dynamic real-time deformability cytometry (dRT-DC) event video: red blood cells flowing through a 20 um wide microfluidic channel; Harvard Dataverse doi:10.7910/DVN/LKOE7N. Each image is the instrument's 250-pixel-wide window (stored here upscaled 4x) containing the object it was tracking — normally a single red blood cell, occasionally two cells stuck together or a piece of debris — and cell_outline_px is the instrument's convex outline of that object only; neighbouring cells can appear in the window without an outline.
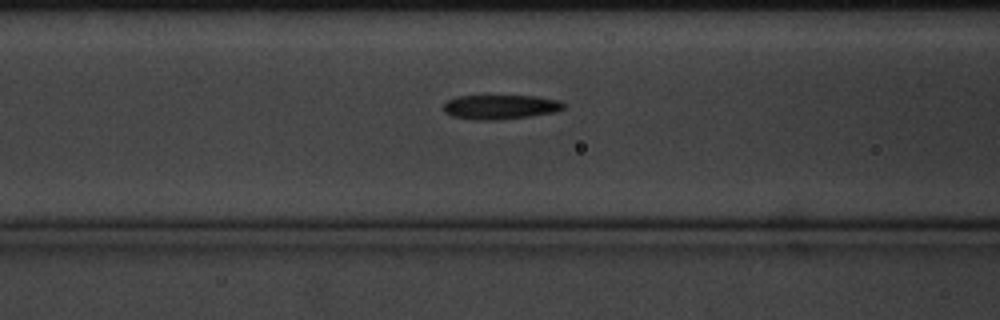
{"species": "common noctule bat (a hibernating species)", "species_latin": "Nyctalus noctula", "temperature_condition": "cold", "stored_images_in_passage": 7, "camera_frame_rate_fps": 3000, "um_per_image_px": 0.085, "animal": {"sex": "male", "body_mass_g": 20.1, "forearm_length_mm": 53.5}, "frame": {"image": 1, "passage_image": 5, "time_ms": 1.333, "image_size_px": [1000, 320], "cell_outline_px": [[564, 108], [556, 112], [528, 116], [496, 120], [476, 120], [452, 116], [444, 112], [444, 104], [448, 100], [456, 96], [536, 96], [560, 100], [564, 104]], "centroid_in_image_um": [42.53, 9.09], "position_along_channel_um": 124.1, "area_um2": 17.05}}